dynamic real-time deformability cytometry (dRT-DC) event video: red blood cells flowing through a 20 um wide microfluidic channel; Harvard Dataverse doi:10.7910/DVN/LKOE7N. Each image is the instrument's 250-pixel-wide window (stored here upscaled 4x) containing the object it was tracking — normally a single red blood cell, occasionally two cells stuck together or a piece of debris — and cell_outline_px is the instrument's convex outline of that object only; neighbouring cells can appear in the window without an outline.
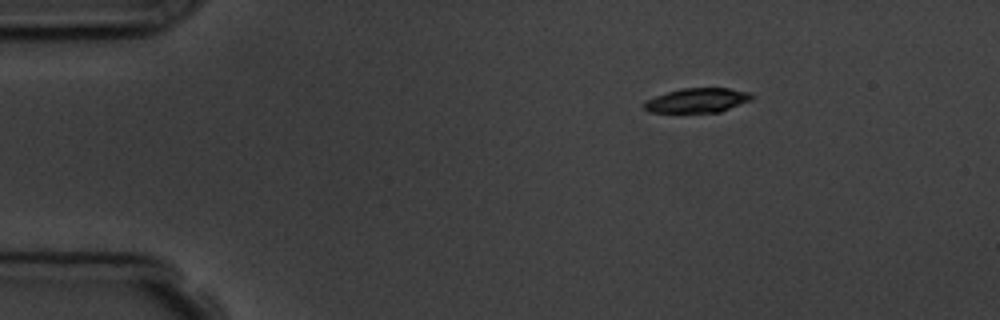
{"species": "common noctule bat (a hibernating species)", "species_latin": "Nyctalus noctula", "temperature_condition": "room temperature", "stored_images_in_passage": 3, "camera_frame_rate_fps": 3000, "um_per_image_px": 0.085, "animal": {"sex": "male", "body_mass_g": 19.5, "forearm_length_mm": 54.6}, "frame": {"image": 1, "passage_image": 1, "time_ms": 0.0, "image_size_px": [1000, 320], "cell_outline_px": [[752, 100], [720, 112], [652, 112], [644, 108], [644, 100], [680, 88], [728, 88], [752, 92]], "centroid_in_image_um": [59.3, 8.52], "position_along_channel_um": 25.7, "area_um2": 15.32}}